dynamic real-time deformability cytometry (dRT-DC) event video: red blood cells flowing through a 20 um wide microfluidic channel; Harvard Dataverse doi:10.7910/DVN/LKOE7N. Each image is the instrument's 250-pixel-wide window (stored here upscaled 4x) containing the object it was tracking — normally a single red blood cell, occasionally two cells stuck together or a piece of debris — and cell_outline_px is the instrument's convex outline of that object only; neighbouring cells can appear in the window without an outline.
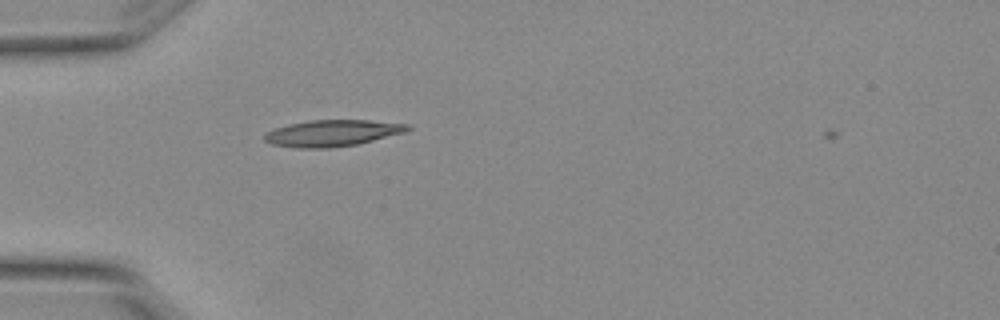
{"species": "Egyptian fruit bat (a non-hibernating species)", "species_latin": "Rousettus aegyptiacus", "temperature_condition": "warm", "stored_images_in_passage": 2, "camera_frame_rate_fps": 3000, "um_per_image_px": 0.085, "animal": {"sex": "female"}, "frame": {"image": 1, "passage_image": 2, "time_ms": 0.333, "image_size_px": [1000, 320], "cell_outline_px": [[412, 128], [404, 132], [356, 144], [328, 148], [300, 148], [272, 144], [264, 140], [264, 136], [268, 132], [276, 128], [288, 124], [308, 120], [368, 120], [412, 124]], "centroid_in_image_um": [28.26, 11.3], "position_along_channel_um": 56.7, "area_um2": 21.85}}